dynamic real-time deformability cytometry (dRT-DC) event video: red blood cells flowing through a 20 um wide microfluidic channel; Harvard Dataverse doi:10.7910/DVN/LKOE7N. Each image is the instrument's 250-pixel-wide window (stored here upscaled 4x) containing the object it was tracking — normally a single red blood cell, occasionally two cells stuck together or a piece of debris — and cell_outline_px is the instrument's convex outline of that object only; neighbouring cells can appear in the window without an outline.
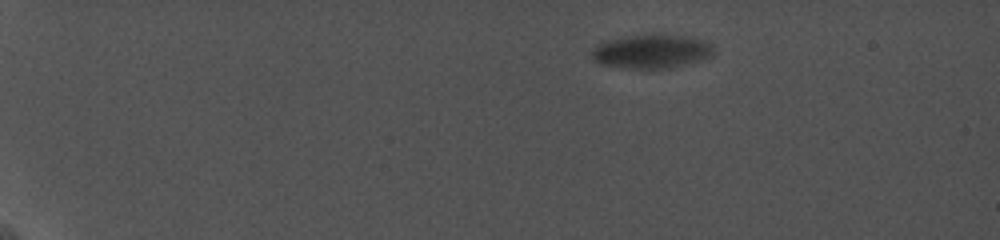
{"species": "common noctule bat (a hibernating species)", "species_latin": "Nyctalus noctula", "temperature_condition": "cold", "stored_images_in_passage": 36, "camera_frame_rate_fps": 5000, "um_per_image_px": 0.085, "animal": {"sex": "female", "body_mass_g": 19.0, "forearm_length_mm": 56.7}, "frame": {"image": 1, "passage_image": 1, "time_ms": 0.0, "image_size_px": [1000, 240], "cell_outline_px": [[712, 56], [684, 64], [668, 68], [628, 68], [600, 64], [592, 60], [592, 48], [596, 44], [604, 40], [648, 32], [688, 36], [712, 44]], "centroid_in_image_um": [55.3, 4.33], "position_along_channel_um": 29.7, "area_um2": 24.39}}
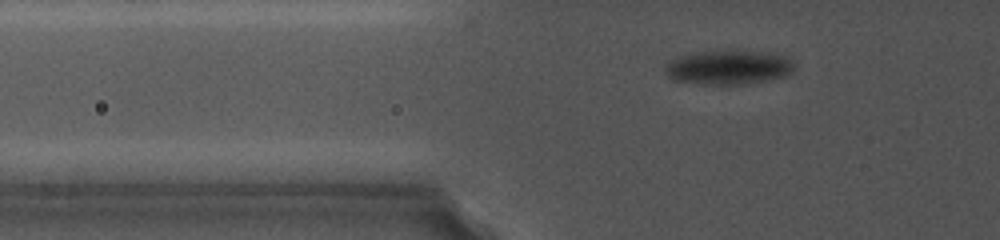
{"frame": {"image": 2, "passage_image": 21, "time_ms": 4.2, "image_size_px": [1000, 240], "cell_outline_px": [[796, 68], [792, 72], [784, 76], [744, 84], [704, 84], [672, 80], [664, 72], [664, 68], [668, 60], [692, 52], [768, 52], [784, 56]], "centroid_in_image_um": [61.85, 5.74], "position_along_channel_um": 64.0, "area_um2": 25.32}}
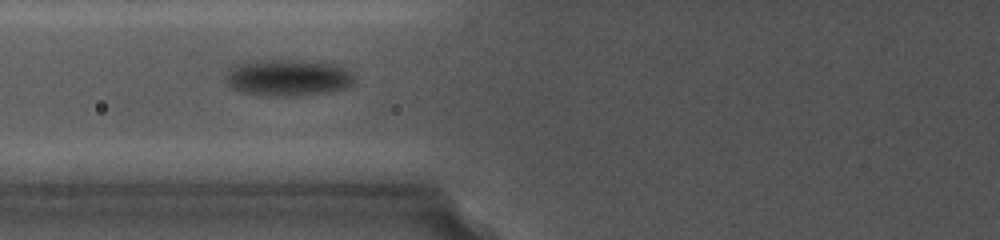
{"frame": {"image": 3, "passage_image": 35, "time_ms": 5.8, "image_size_px": [1000, 240], "cell_outline_px": [[352, 84], [344, 88], [328, 92], [300, 96], [268, 96], [244, 92], [232, 88], [228, 84], [228, 72], [232, 64], [256, 60], [304, 60], [340, 64], [348, 68], [352, 72]], "centroid_in_image_um": [24.51, 6.58], "position_along_channel_um": 101.3, "area_um2": 27.69}}